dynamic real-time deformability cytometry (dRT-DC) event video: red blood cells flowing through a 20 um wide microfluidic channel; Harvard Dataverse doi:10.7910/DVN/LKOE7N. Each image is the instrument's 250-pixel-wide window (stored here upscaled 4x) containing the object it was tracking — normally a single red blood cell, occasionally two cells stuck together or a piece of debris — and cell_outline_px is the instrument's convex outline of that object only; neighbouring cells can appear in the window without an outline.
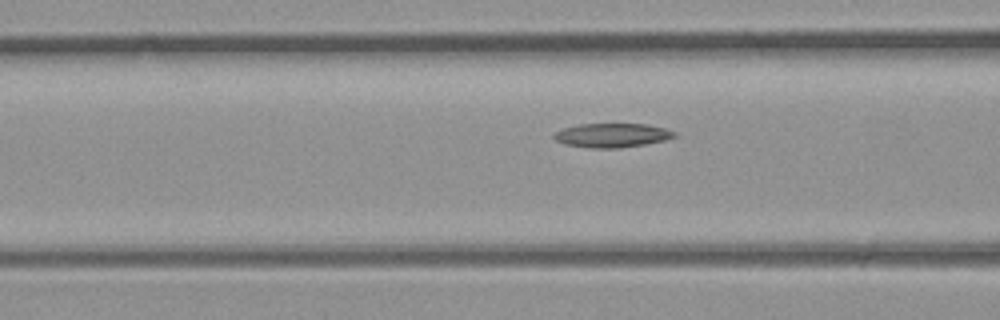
{"species": "common noctule bat (a hibernating species)", "species_latin": "Nyctalus noctula", "temperature_condition": "room temperature", "stored_images_in_passage": 4, "camera_frame_rate_fps": 3000, "um_per_image_px": 0.085, "animal": {"sex": "male", "body_mass_g": 23.1, "forearm_length_mm": 52.7}, "frame": {"image": 1, "passage_image": 4, "time_ms": 1.0, "image_size_px": [1000, 320], "cell_outline_px": [[676, 136], [664, 140], [644, 144], [620, 148], [588, 148], [564, 144], [556, 140], [552, 136], [556, 132], [564, 128], [580, 124], [648, 124], [664, 128], [676, 132]], "centroid_in_image_um": [52.02, 11.5], "position_along_channel_um": 114.6, "area_um2": 16.82}}